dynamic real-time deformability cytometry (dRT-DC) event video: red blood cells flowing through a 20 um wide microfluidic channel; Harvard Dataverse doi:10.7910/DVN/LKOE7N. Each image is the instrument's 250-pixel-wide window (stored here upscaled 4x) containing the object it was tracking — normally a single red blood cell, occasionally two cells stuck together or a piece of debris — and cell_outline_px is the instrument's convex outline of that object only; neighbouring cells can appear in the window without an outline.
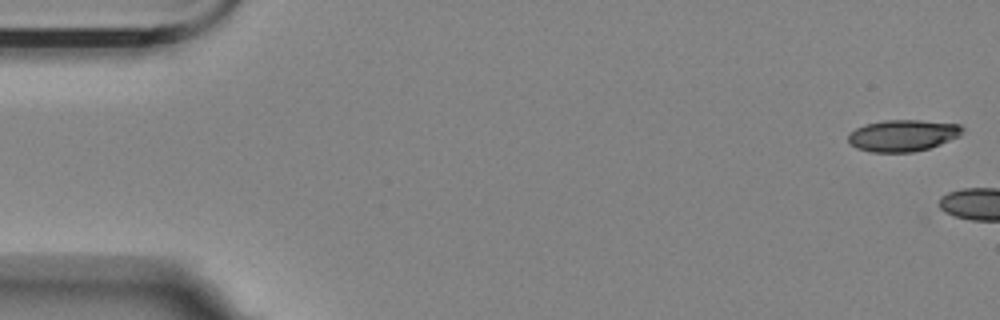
{"species": "Egyptian fruit bat (a non-hibernating species)", "species_latin": "Rousettus aegyptiacus", "temperature_condition": "room temperature", "stored_images_in_passage": 5, "camera_frame_rate_fps": 3000, "um_per_image_px": 0.085, "animal": {"sex": "female"}, "frame": {"image": 1, "passage_image": 1, "time_ms": 0.0, "image_size_px": [1000, 320], "cell_outline_px": [[964, 128], [960, 136], [940, 144], [928, 148], [912, 152], [872, 152], [856, 148], [848, 140], [848, 136], [856, 128], [864, 124], [884, 120], [920, 120], [960, 124]], "centroid_in_image_um": [76.75, 11.51], "position_along_channel_um": 8.2, "area_um2": 20.98}}